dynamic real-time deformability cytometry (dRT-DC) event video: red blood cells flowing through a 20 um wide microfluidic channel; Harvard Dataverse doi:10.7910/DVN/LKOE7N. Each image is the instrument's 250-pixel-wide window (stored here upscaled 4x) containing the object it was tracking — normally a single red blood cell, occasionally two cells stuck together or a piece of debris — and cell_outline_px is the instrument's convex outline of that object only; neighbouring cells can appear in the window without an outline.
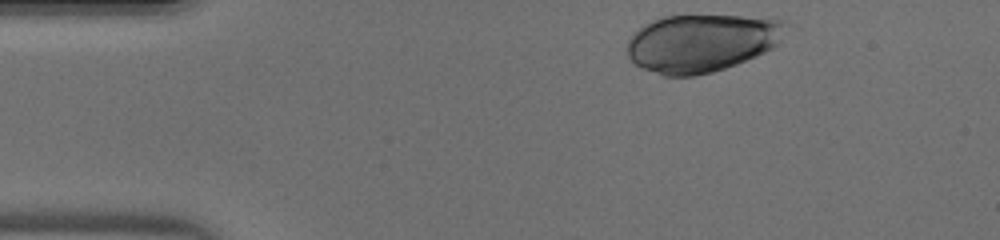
{"species": "human", "species_latin": "Homo sapiens", "temperature_condition": "warm", "stored_images_in_passage": 31, "camera_frame_rate_fps": 3000, "um_per_image_px": 0.085, "donor": {"sex": "male"}, "frame": {"image": 1, "passage_image": 1, "time_ms": 0.0, "image_size_px": [1000, 240], "cell_outline_px": [[780, 24], [776, 44], [772, 48], [756, 56], [736, 64], [712, 72], [696, 76], [664, 76], [640, 68], [632, 64], [624, 48], [628, 40], [644, 24], [652, 20], [664, 16], [740, 16], [780, 20]], "centroid_in_image_um": [59.46, 3.69], "position_along_channel_um": 25.5, "area_um2": 52.66}}
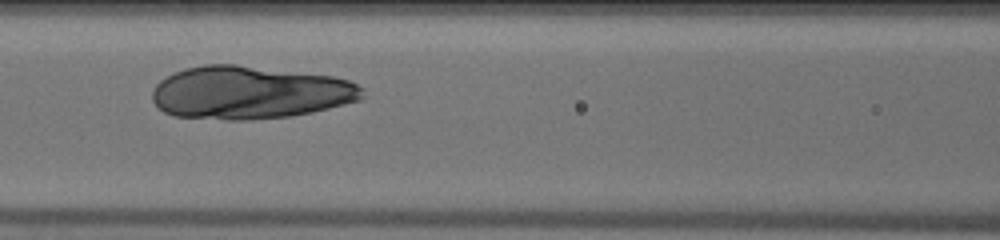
{"frame": {"image": 2, "passage_image": 14, "time_ms": 4.333, "image_size_px": [1000, 240], "cell_outline_px": [[364, 96], [360, 100], [312, 112], [292, 116], [248, 120], [228, 120], [172, 116], [164, 112], [152, 100], [152, 92], [156, 84], [160, 80], [184, 68], [204, 64], [236, 64], [332, 76], [348, 80], [364, 88]], "centroid_in_image_um": [21.22, 7.87], "position_along_channel_um": 145.4, "area_um2": 65.08}}
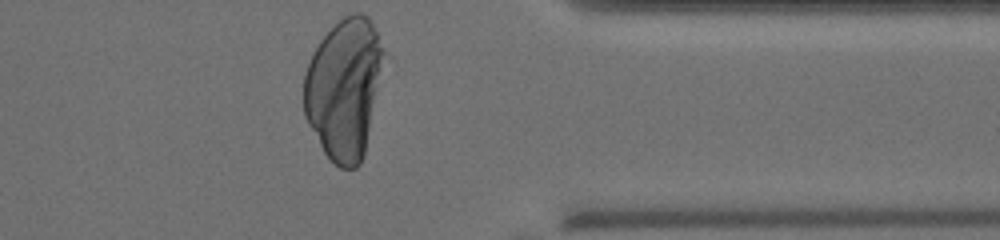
{"frame": {"image": 3, "passage_image": 31, "time_ms": 10.0, "image_size_px": [1000, 240], "cell_outline_px": [[384, 52], [364, 156], [360, 164], [356, 168], [340, 168], [324, 152], [308, 124], [304, 116], [304, 72], [312, 52], [320, 40], [344, 16], [352, 12], [360, 12], [368, 16], [376, 32]], "centroid_in_image_um": [29.21, 7.52], "position_along_channel_um": 382.2, "area_um2": 64.56}}